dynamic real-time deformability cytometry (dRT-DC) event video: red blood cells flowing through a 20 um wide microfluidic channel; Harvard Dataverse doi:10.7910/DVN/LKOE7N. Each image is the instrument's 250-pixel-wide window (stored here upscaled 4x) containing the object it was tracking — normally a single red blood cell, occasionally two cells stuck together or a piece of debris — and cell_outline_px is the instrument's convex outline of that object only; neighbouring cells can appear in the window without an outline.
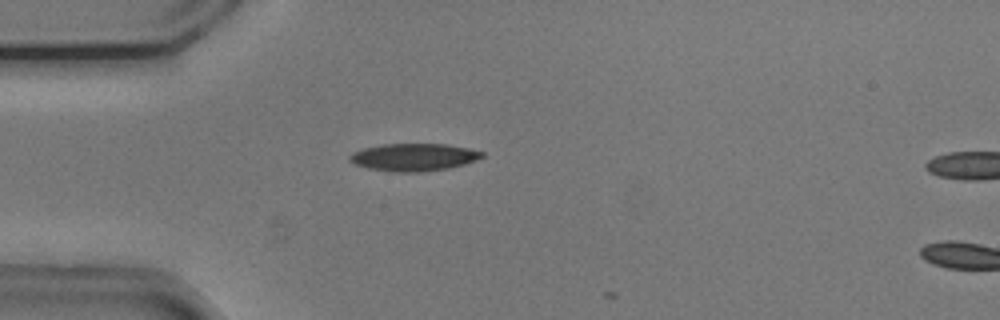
{"species": "common noctule bat (a hibernating species)", "species_latin": "Nyctalus noctula", "temperature_condition": "cold", "stored_images_in_passage": 16, "camera_frame_rate_fps": 3000, "um_per_image_px": 0.085, "animal": {"sex": "male", "body_mass_g": 20.5, "forearm_length_mm": 52.5}, "frame": {"image": 1, "passage_image": 15, "time_ms": 4.667, "image_size_px": [1000, 320], "cell_outline_px": [[484, 156], [476, 160], [464, 164], [448, 168], [420, 172], [392, 172], [368, 168], [356, 164], [348, 160], [348, 156], [352, 152], [364, 148], [384, 144], [444, 144], [468, 148], [484, 152]], "centroid_in_image_um": [35.15, 13.36], "position_along_channel_um": 49.8, "area_um2": 21.15}}